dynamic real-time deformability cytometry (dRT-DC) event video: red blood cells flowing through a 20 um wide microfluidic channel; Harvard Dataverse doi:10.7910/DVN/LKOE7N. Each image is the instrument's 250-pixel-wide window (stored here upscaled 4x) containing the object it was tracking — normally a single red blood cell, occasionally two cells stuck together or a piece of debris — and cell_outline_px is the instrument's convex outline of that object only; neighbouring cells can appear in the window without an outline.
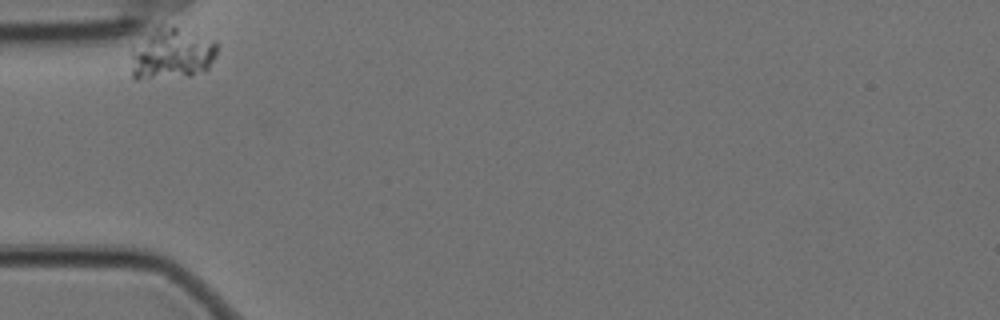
{"species": "Egyptian fruit bat (a non-hibernating species)", "species_latin": "Rousettus aegyptiacus", "temperature_condition": "cold", "stored_images_in_passage": 35, "camera_frame_rate_fps": 3000, "um_per_image_px": 0.085, "animal": {"sex": "female"}, "frame": {"image": 1, "passage_image": 1, "time_ms": 0.0, "image_size_px": [1000, 320], "cell_outline_px": [[216, 56], [208, 68], [204, 72], [188, 76], [136, 80], [132, 76], [132, 44], [160, 20], [164, 20], [216, 40]], "centroid_in_image_um": [14.56, 4.47], "position_along_channel_um": 70.4, "area_um2": 27.4}}
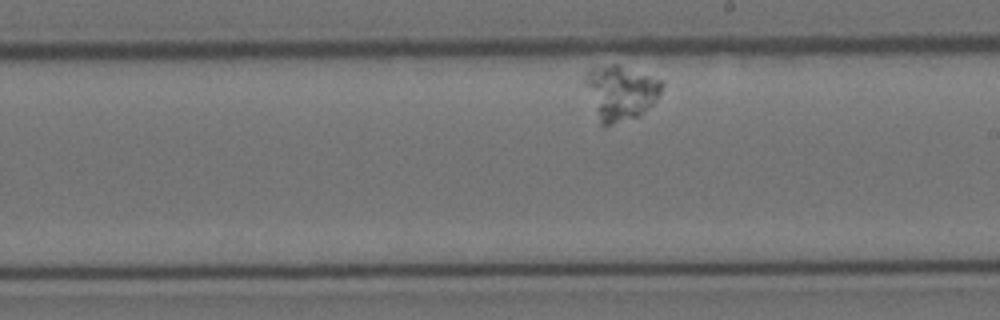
{"frame": {"image": 2, "passage_image": 20, "time_ms": 6.333, "image_size_px": [1000, 320], "cell_outline_px": [[664, 84], [656, 100], [644, 112], [636, 116], [604, 128], [600, 124], [584, 80], [584, 76], [592, 68], [600, 64], [616, 64], [664, 80]], "centroid_in_image_um": [52.75, 7.86], "position_along_channel_um": 236.2, "area_um2": 24.39}}
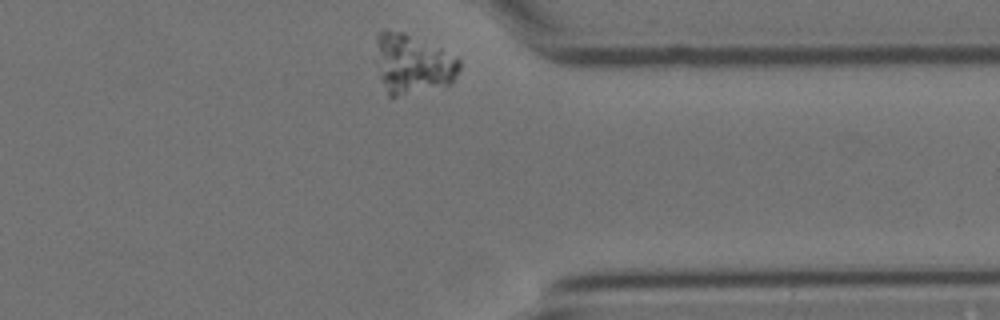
{"frame": {"image": 3, "passage_image": 35, "time_ms": 11.333, "image_size_px": [1000, 320], "cell_outline_px": [[460, 68], [456, 76], [448, 84], [396, 96], [388, 96], [380, 76], [376, 40], [376, 36], [384, 28], [404, 32], [440, 48], [456, 56], [460, 60]], "centroid_in_image_um": [35.07, 5.39], "position_along_channel_um": 376.3, "area_um2": 28.44}}